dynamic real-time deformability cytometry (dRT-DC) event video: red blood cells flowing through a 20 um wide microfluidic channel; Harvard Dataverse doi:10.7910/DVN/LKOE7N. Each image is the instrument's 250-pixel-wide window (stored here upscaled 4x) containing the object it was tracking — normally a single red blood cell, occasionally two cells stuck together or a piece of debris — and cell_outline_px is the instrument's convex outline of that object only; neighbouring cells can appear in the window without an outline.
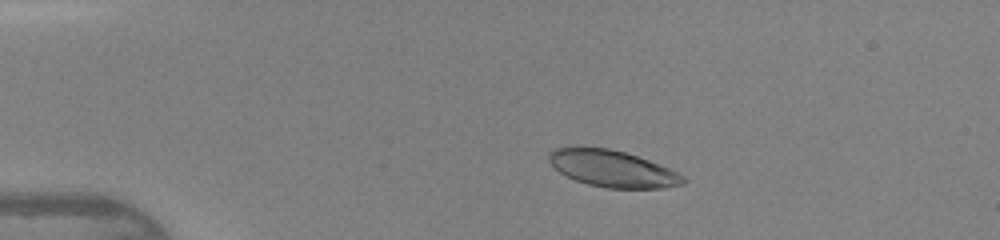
{"species": "human", "species_latin": "Homo sapiens", "temperature_condition": "warm", "stored_images_in_passage": 44, "camera_frame_rate_fps": 3000, "um_per_image_px": 0.085, "donor": {"sex": "female"}, "frame": {"image": 1, "passage_image": 7, "time_ms": 2.0, "image_size_px": [1000, 240], "cell_outline_px": [[688, 180], [684, 184], [664, 188], [608, 188], [588, 184], [576, 180], [560, 172], [548, 160], [548, 152], [556, 148], [576, 144], [608, 148], [624, 152], [660, 164], [684, 176]], "centroid_in_image_um": [52.03, 14.3], "position_along_channel_um": 33.0, "area_um2": 29.02}}
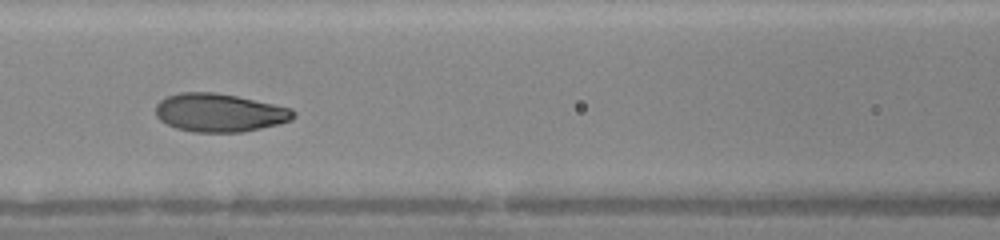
{"frame": {"image": 2, "passage_image": 19, "time_ms": 6.0, "image_size_px": [1000, 240], "cell_outline_px": [[296, 116], [292, 120], [280, 124], [244, 132], [192, 132], [176, 128], [160, 120], [156, 116], [156, 104], [160, 100], [168, 96], [180, 92], [216, 92], [236, 96], [292, 108], [296, 112]], "centroid_in_image_um": [18.68, 9.58], "position_along_channel_um": 147.9, "area_um2": 30.92}}
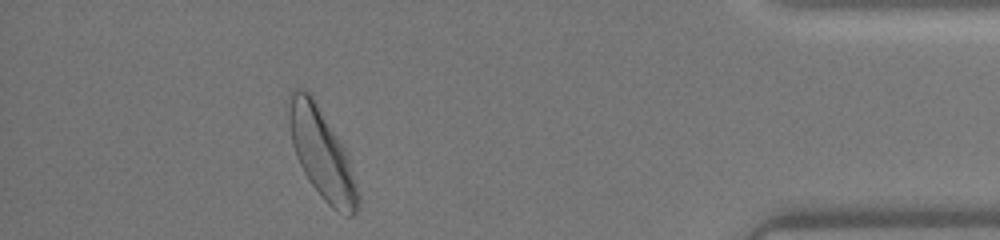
{"frame": {"image": 3, "passage_image": 40, "time_ms": 13.0, "image_size_px": [1000, 240], "cell_outline_px": [[360, 204], [356, 212], [352, 216], [348, 216], [332, 208], [320, 196], [304, 172], [296, 156], [292, 144], [288, 116], [288, 92], [292, 88], [304, 88], [312, 96], [344, 148], [348, 156], [360, 192]], "centroid_in_image_um": [27.35, 13.06], "position_along_channel_um": 407.8, "area_um2": 36.07}, "authors_computed_cell_mechanics": {"area_um2": 30.8941, "velocity_mm_per_s": 4.3164, "shape_relaxation_time_tau1_ms": 2.0106, "shape_relaxation_time_tau2_ms": null, "deformation_change_tau1": 0.1127, "deformation_change_tau2": null}}